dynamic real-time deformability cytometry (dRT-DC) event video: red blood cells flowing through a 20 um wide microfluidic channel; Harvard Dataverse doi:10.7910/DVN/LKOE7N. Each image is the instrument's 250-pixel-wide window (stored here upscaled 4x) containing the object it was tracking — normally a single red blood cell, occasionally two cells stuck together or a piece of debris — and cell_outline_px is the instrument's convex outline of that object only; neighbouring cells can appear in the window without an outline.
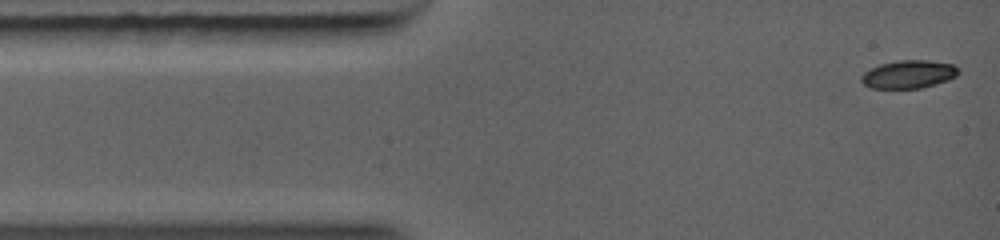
{"species": "common noctule bat (a hibernating species)", "species_latin": "Nyctalus noctula", "temperature_condition": "warm", "stored_images_in_passage": 7, "camera_frame_rate_fps": 5000, "um_per_image_px": 0.085, "animal": {"sex": "female", "body_mass_g": 19.0, "forearm_length_mm": 56.7}, "frame": {"image": 1, "passage_image": 1, "time_ms": 0.0, "image_size_px": [1000, 240], "cell_outline_px": [[960, 72], [956, 76], [948, 80], [936, 84], [920, 88], [868, 88], [860, 80], [860, 76], [864, 72], [880, 64], [900, 60], [928, 60], [952, 64], [960, 68]], "centroid_in_image_um": [77.24, 6.31], "position_along_channel_um": 7.8, "area_um2": 15.95}}
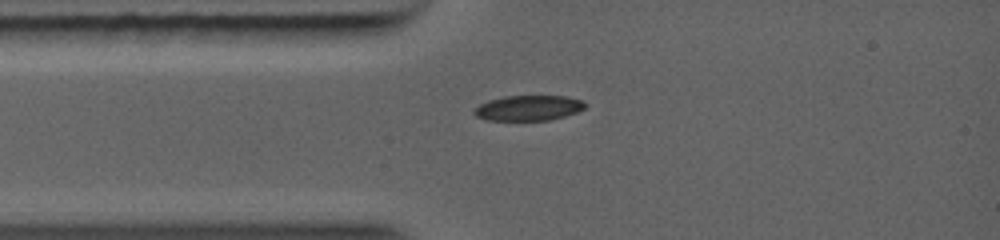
{"frame": {"image": 2, "passage_image": 4, "time_ms": 2.0, "image_size_px": [1000, 240], "cell_outline_px": [[584, 108], [576, 112], [564, 116], [548, 120], [488, 120], [476, 116], [472, 112], [480, 104], [488, 100], [504, 96], [568, 96], [584, 100]], "centroid_in_image_um": [44.91, 9.17], "position_along_channel_um": 40.1, "area_um2": 16.24}}
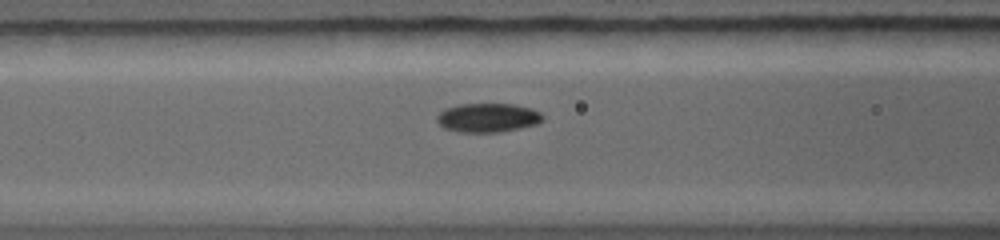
{"frame": {"image": 3, "passage_image": 7, "time_ms": 3.8, "image_size_px": [1000, 240], "cell_outline_px": [[544, 116], [536, 124], [516, 128], [488, 132], [468, 132], [448, 128], [440, 124], [436, 120], [436, 116], [440, 112], [448, 108], [460, 104], [512, 104], [528, 108], [540, 112]], "centroid_in_image_um": [41.45, 9.98], "position_along_channel_um": 125.2, "area_um2": 17.11}}